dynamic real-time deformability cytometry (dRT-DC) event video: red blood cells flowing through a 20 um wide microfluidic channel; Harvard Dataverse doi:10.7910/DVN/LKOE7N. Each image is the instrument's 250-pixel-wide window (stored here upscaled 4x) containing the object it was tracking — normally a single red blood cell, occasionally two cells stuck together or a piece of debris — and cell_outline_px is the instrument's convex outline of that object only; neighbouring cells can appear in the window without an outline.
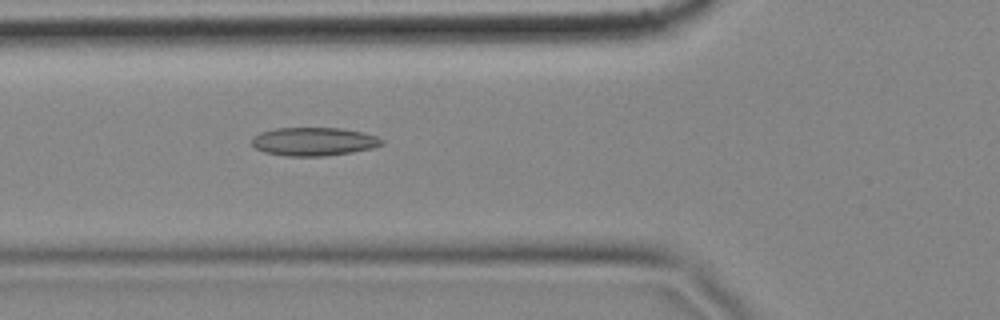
{"species": "common noctule bat (a hibernating species)", "species_latin": "Nyctalus noctula", "temperature_condition": "cold", "stored_images_in_passage": 52, "camera_frame_rate_fps": 3000, "um_per_image_px": 0.085, "animal": {"sex": "female", "body_mass_g": 18.4}, "frame": {"image": 1, "passage_image": 15, "time_ms": 4.667, "image_size_px": [1000, 320], "cell_outline_px": [[384, 144], [372, 148], [352, 152], [324, 156], [284, 156], [264, 152], [256, 148], [252, 144], [252, 136], [260, 132], [276, 128], [340, 128], [364, 132], [376, 136], [384, 140]], "centroid_in_image_um": [26.67, 12.03], "position_along_channel_um": 99.1, "area_um2": 21.62}}
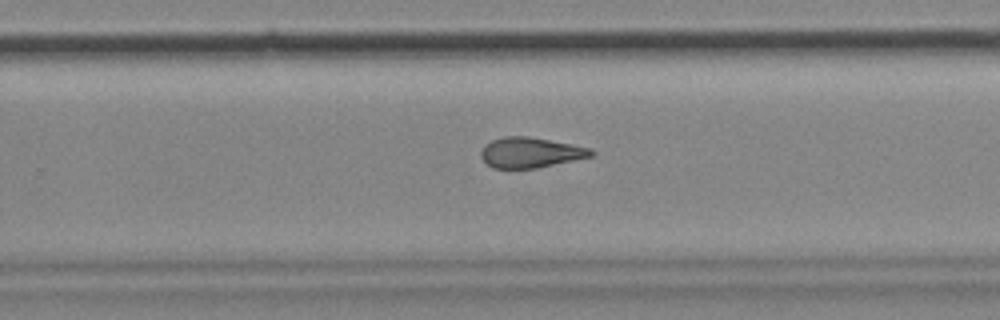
{"frame": {"image": 2, "passage_image": 31, "time_ms": 10.0, "image_size_px": [1000, 320], "cell_outline_px": [[596, 152], [592, 156], [536, 168], [492, 168], [480, 156], [480, 152], [484, 144], [492, 140], [504, 136], [528, 136], [572, 144], [588, 148]], "centroid_in_image_um": [45.06, 12.96], "position_along_channel_um": 284.7, "area_um2": 19.36}}
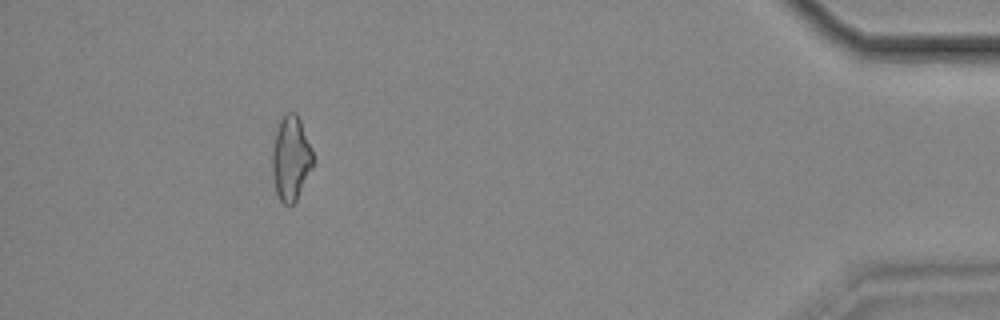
{"frame": {"image": 3, "passage_image": 47, "time_ms": 15.333, "image_size_px": [1000, 320], "cell_outline_px": [[312, 168], [296, 200], [292, 204], [284, 204], [280, 200], [276, 192], [272, 172], [272, 152], [276, 132], [280, 120], [284, 112], [296, 112], [300, 120], [312, 152]], "centroid_in_image_um": [24.7, 13.45], "position_along_channel_um": 410.5, "area_um2": 19.71}, "authors_computed_cell_mechanics": {"area_um2": 20.3456, "velocity_mm_per_s": 3.4829, "shape_relaxation_time_tau1_ms": null, "shape_relaxation_time_tau2_ms": 5.2926, "deformation_change_tau1": null, "deformation_change_tau2": 0.1281}}